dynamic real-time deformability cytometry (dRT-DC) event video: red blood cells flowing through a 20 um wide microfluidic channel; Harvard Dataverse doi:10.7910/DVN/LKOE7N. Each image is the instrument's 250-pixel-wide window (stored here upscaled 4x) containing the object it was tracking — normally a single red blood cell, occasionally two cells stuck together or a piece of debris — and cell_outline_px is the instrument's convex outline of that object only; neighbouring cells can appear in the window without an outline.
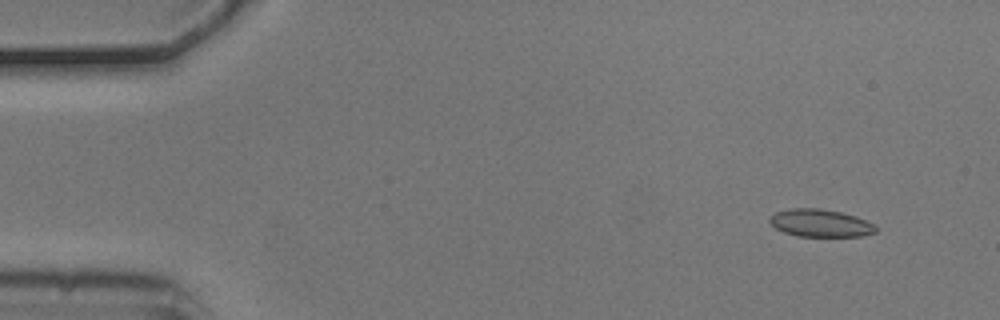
{"species": "common noctule bat (a hibernating species)", "species_latin": "Nyctalus noctula", "temperature_condition": "cold", "stored_images_in_passage": 4, "camera_frame_rate_fps": 3000, "um_per_image_px": 0.085, "animal": {"sex": "male", "body_mass_g": 20.5, "forearm_length_mm": 52.5}, "frame": {"image": 1, "passage_image": 1, "time_ms": 0.0, "image_size_px": [1000, 320], "cell_outline_px": [[876, 232], [864, 236], [796, 236], [784, 232], [776, 228], [768, 220], [776, 212], [792, 208], [816, 208], [840, 212], [856, 216], [872, 224], [876, 228]], "centroid_in_image_um": [69.72, 18.97], "position_along_channel_um": 15.3, "area_um2": 16.82}}
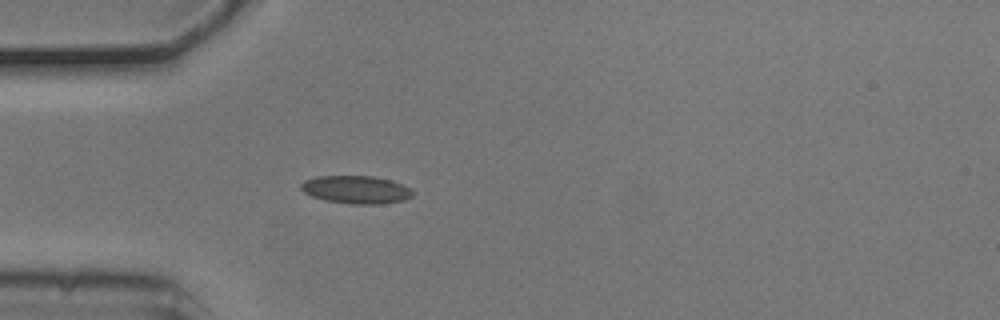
{"frame": {"image": 2, "passage_image": 4, "time_ms": 1.0, "image_size_px": [1000, 320], "cell_outline_px": [[412, 196], [404, 200], [380, 204], [348, 204], [324, 200], [312, 196], [304, 192], [300, 188], [300, 184], [304, 180], [316, 176], [372, 176], [392, 180], [412, 188]], "centroid_in_image_um": [30.26, 16.12], "position_along_channel_um": 54.7, "area_um2": 18.32}}